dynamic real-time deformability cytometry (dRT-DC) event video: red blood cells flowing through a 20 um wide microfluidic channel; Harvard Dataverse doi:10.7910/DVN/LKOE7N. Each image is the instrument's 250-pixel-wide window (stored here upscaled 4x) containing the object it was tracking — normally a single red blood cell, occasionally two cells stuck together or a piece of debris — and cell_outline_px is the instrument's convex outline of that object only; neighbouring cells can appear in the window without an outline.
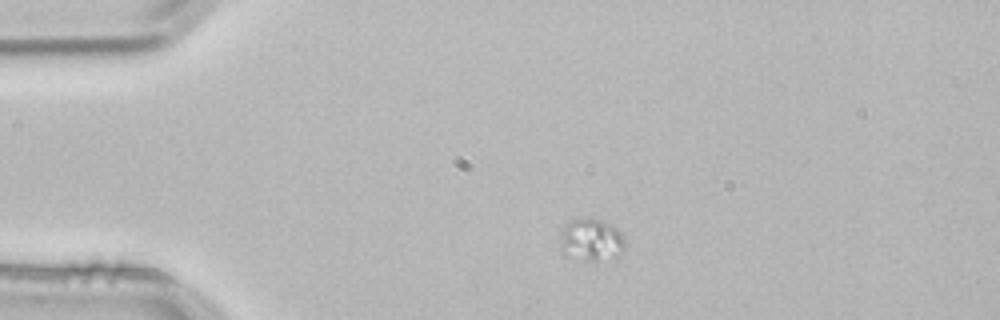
{"species": "common noctule bat (a hibernating species)", "species_latin": "Nyctalus noctula", "temperature_condition": "room temperature", "stored_images_in_passage": 2, "camera_frame_rate_fps": 3000, "um_per_image_px": 0.085, "animal": {"sex": "male", "body_mass_g": 21.5, "forearm_length_mm": 52.0}, "frame": {"image": 1, "passage_image": 1, "time_ms": 0.0, "image_size_px": [1000, 320], "cell_outline_px": [[624, 252], [616, 256], [596, 260], [584, 260], [564, 256], [560, 252], [560, 232], [572, 220], [588, 216], [612, 224], [616, 228], [624, 240]], "centroid_in_image_um": [50.21, 20.38], "position_along_channel_um": 34.8, "area_um2": 16.13}}